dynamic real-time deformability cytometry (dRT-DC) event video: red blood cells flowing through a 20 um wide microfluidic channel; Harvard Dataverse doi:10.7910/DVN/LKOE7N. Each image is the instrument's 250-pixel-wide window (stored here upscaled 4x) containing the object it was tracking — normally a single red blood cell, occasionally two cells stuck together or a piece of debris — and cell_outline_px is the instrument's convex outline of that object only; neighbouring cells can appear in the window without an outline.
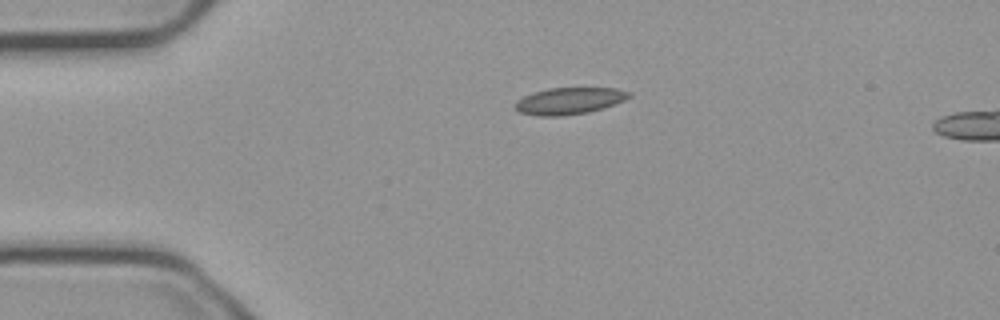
{"species": "common noctule bat (a hibernating species)", "species_latin": "Nyctalus noctula", "temperature_condition": "cold", "stored_images_in_passage": 44, "camera_frame_rate_fps": 3000, "um_per_image_px": 0.085, "animal": {"sex": "male", "body_mass_g": 23.1, "forearm_length_mm": 52.7}, "frame": {"image": 1, "passage_image": 1, "time_ms": 0.0, "image_size_px": [1000, 320], "cell_outline_px": [[632, 96], [624, 100], [604, 108], [588, 112], [560, 116], [540, 116], [520, 112], [516, 108], [516, 100], [532, 92], [548, 88], [616, 88], [632, 92]], "centroid_in_image_um": [48.42, 8.56], "position_along_channel_um": 36.6, "area_um2": 17.74}}
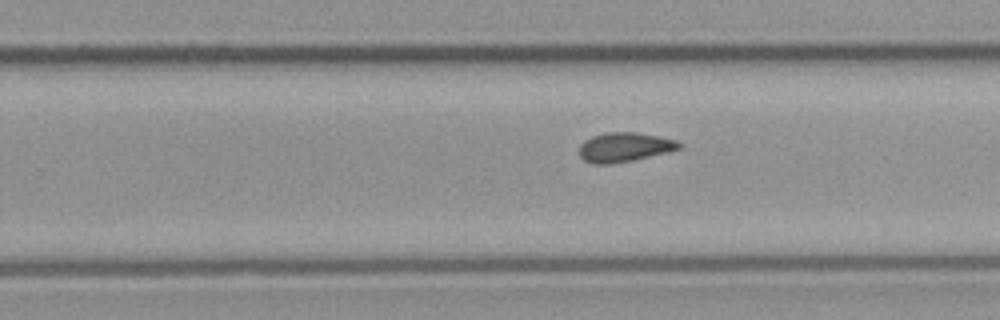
{"frame": {"image": 2, "passage_image": 23, "time_ms": 7.333, "image_size_px": [1000, 320], "cell_outline_px": [[684, 144], [680, 148], [668, 152], [632, 160], [612, 164], [596, 164], [584, 160], [580, 156], [580, 144], [584, 140], [592, 136], [604, 132], [636, 132], [660, 136], [676, 140]], "centroid_in_image_um": [53.09, 12.49], "position_along_channel_um": 276.7, "area_um2": 17.17}}
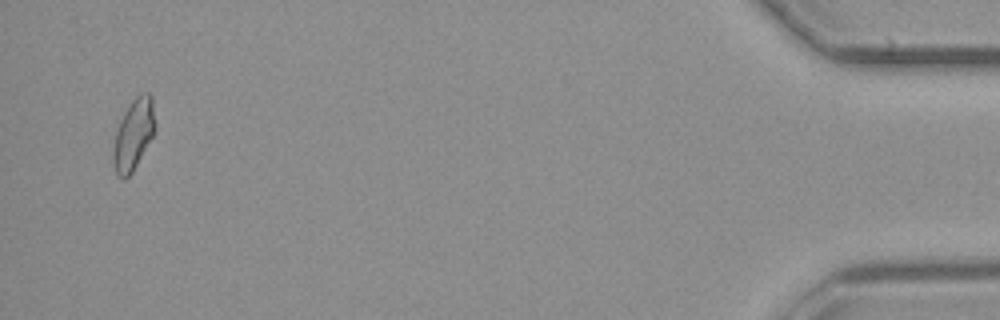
{"frame": {"image": 3, "passage_image": 42, "time_ms": 13.667, "image_size_px": [1000, 320], "cell_outline_px": [[152, 136], [132, 172], [124, 180], [116, 176], [112, 164], [112, 152], [116, 132], [120, 120], [124, 112], [132, 100], [140, 92], [148, 92], [152, 96]], "centroid_in_image_um": [11.27, 11.47], "position_along_channel_um": 423.9, "area_um2": 16.82}}